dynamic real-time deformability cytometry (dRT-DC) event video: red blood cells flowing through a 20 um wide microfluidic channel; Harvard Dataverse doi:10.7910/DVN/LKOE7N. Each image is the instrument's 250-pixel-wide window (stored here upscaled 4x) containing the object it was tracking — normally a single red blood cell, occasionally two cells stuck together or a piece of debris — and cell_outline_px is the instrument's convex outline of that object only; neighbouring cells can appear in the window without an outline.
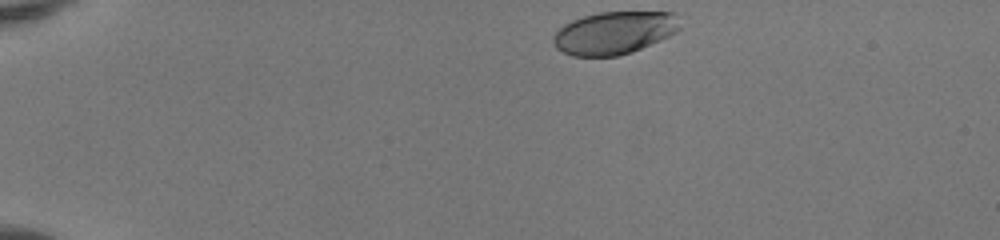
{"species": "human", "species_latin": "Homo sapiens", "temperature_condition": "room temperature", "stored_images_in_passage": 41, "camera_frame_rate_fps": 3000, "um_per_image_px": 0.085, "donor": {"sex": "female"}, "frame": {"image": 1, "passage_image": 1, "time_ms": 0.0, "image_size_px": [1000, 240], "cell_outline_px": [[680, 28], [676, 32], [660, 40], [632, 52], [620, 56], [572, 56], [556, 48], [552, 44], [552, 36], [564, 24], [572, 20], [584, 16], [600, 12], [676, 12]], "centroid_in_image_um": [52.19, 2.79], "position_along_channel_um": 32.8, "area_um2": 31.56}}
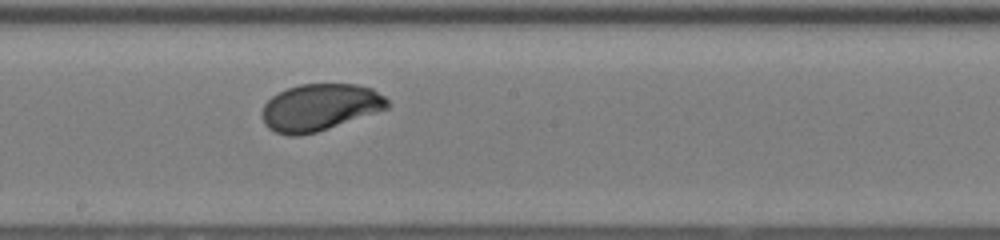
{"frame": {"image": 2, "passage_image": 21, "time_ms": 6.667, "image_size_px": [1000, 240], "cell_outline_px": [[388, 108], [316, 132], [300, 136], [288, 136], [276, 132], [268, 128], [264, 124], [264, 104], [272, 96], [288, 88], [300, 84], [356, 84], [372, 88], [384, 96], [388, 100]], "centroid_in_image_um": [27.18, 9.12], "position_along_channel_um": 221.0, "area_um2": 33.87}}
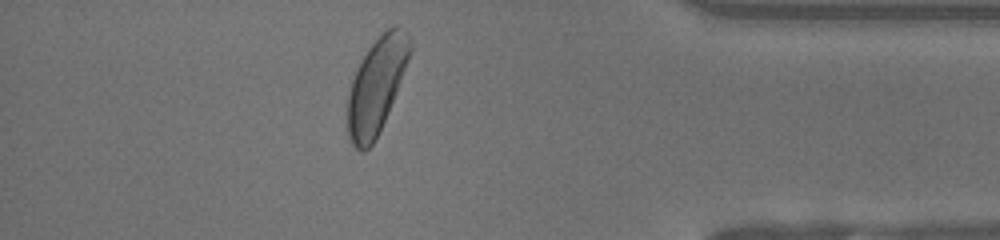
{"frame": {"image": 3, "passage_image": 36, "time_ms": 11.667, "image_size_px": [1000, 240], "cell_outline_px": [[412, 52], [388, 112], [372, 144], [364, 152], [356, 148], [352, 144], [348, 136], [348, 92], [352, 80], [368, 48], [392, 24], [400, 24], [408, 32], [412, 40]], "centroid_in_image_um": [32.04, 7.21], "position_along_channel_um": 403.2, "area_um2": 34.33}, "authors_computed_cell_mechanics": {"area_um2": 33.9286, "velocity_mm_per_s": 4.1306, "shape_relaxation_time_tau1_ms": 1.9865, "shape_relaxation_time_tau2_ms": null, "deformation_change_tau1": 0.1375, "deformation_change_tau2": null}}